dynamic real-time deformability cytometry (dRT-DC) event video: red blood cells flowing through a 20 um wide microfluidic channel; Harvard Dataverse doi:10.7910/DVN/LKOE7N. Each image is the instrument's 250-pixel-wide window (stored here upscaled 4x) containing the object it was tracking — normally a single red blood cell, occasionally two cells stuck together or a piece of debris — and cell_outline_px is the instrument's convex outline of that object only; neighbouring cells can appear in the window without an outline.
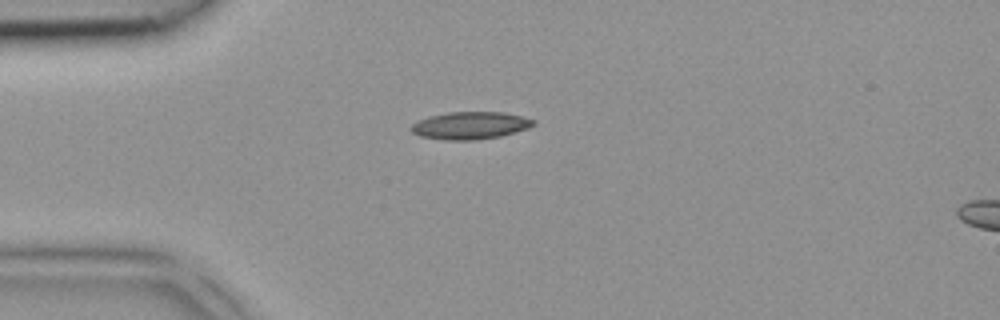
{"species": "common noctule bat (a hibernating species)", "species_latin": "Nyctalus noctula", "temperature_condition": "room temperature", "stored_images_in_passage": 2, "segment_of_instrument_passage": [1, 2], "camera_frame_rate_fps": 3000, "um_per_image_px": 0.085, "animal": {"sex": "female", "body_mass_g": 18.4}, "frame": {"image": 1, "passage_image": 1, "time_ms": 0.0, "image_size_px": [1000, 320], "cell_outline_px": [[536, 124], [528, 128], [500, 136], [476, 140], [444, 140], [420, 136], [412, 132], [408, 128], [416, 120], [428, 116], [448, 112], [504, 112], [524, 116], [536, 120]], "centroid_in_image_um": [39.95, 10.66], "position_along_channel_um": 45.0, "area_um2": 19.83}}